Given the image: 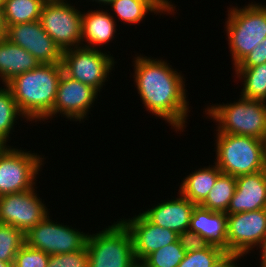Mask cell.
<instances>
[{
    "label": "cell",
    "mask_w": 266,
    "mask_h": 267,
    "mask_svg": "<svg viewBox=\"0 0 266 267\" xmlns=\"http://www.w3.org/2000/svg\"><path fill=\"white\" fill-rule=\"evenodd\" d=\"M107 11L109 12L107 9L103 11L98 8L82 12L81 46L100 50V46L109 45L108 43L115 39L117 18Z\"/></svg>",
    "instance_id": "d6986e66"
},
{
    "label": "cell",
    "mask_w": 266,
    "mask_h": 267,
    "mask_svg": "<svg viewBox=\"0 0 266 267\" xmlns=\"http://www.w3.org/2000/svg\"><path fill=\"white\" fill-rule=\"evenodd\" d=\"M214 165L200 167L183 178L178 193L196 205H200L208 196L222 171Z\"/></svg>",
    "instance_id": "7402d4cb"
},
{
    "label": "cell",
    "mask_w": 266,
    "mask_h": 267,
    "mask_svg": "<svg viewBox=\"0 0 266 267\" xmlns=\"http://www.w3.org/2000/svg\"><path fill=\"white\" fill-rule=\"evenodd\" d=\"M6 38L30 52L40 64L62 62V51L44 31L40 21L10 25Z\"/></svg>",
    "instance_id": "5bb4252c"
},
{
    "label": "cell",
    "mask_w": 266,
    "mask_h": 267,
    "mask_svg": "<svg viewBox=\"0 0 266 267\" xmlns=\"http://www.w3.org/2000/svg\"><path fill=\"white\" fill-rule=\"evenodd\" d=\"M132 267H147L142 261H136Z\"/></svg>",
    "instance_id": "f35d334b"
},
{
    "label": "cell",
    "mask_w": 266,
    "mask_h": 267,
    "mask_svg": "<svg viewBox=\"0 0 266 267\" xmlns=\"http://www.w3.org/2000/svg\"><path fill=\"white\" fill-rule=\"evenodd\" d=\"M40 63L24 48L0 39V80L6 85L14 77L33 70Z\"/></svg>",
    "instance_id": "44dd1931"
},
{
    "label": "cell",
    "mask_w": 266,
    "mask_h": 267,
    "mask_svg": "<svg viewBox=\"0 0 266 267\" xmlns=\"http://www.w3.org/2000/svg\"><path fill=\"white\" fill-rule=\"evenodd\" d=\"M97 97L98 92L94 88L72 79L63 72L58 82L52 113L45 122L49 119L53 120L52 118L58 117L59 114L70 121L81 123L87 119Z\"/></svg>",
    "instance_id": "8fae6325"
},
{
    "label": "cell",
    "mask_w": 266,
    "mask_h": 267,
    "mask_svg": "<svg viewBox=\"0 0 266 267\" xmlns=\"http://www.w3.org/2000/svg\"><path fill=\"white\" fill-rule=\"evenodd\" d=\"M266 208V169L236 177V189L227 215Z\"/></svg>",
    "instance_id": "2e32d148"
},
{
    "label": "cell",
    "mask_w": 266,
    "mask_h": 267,
    "mask_svg": "<svg viewBox=\"0 0 266 267\" xmlns=\"http://www.w3.org/2000/svg\"><path fill=\"white\" fill-rule=\"evenodd\" d=\"M179 194V195H178ZM176 198L162 200L142 214L153 224L175 231L189 230L192 212L196 204L178 193Z\"/></svg>",
    "instance_id": "e0dca14e"
},
{
    "label": "cell",
    "mask_w": 266,
    "mask_h": 267,
    "mask_svg": "<svg viewBox=\"0 0 266 267\" xmlns=\"http://www.w3.org/2000/svg\"><path fill=\"white\" fill-rule=\"evenodd\" d=\"M135 56L133 80L146 111L160 117L174 131L183 132L190 113L184 74L165 59L143 54Z\"/></svg>",
    "instance_id": "6da1fadb"
},
{
    "label": "cell",
    "mask_w": 266,
    "mask_h": 267,
    "mask_svg": "<svg viewBox=\"0 0 266 267\" xmlns=\"http://www.w3.org/2000/svg\"><path fill=\"white\" fill-rule=\"evenodd\" d=\"M113 15L125 24H138L146 18L147 14H173L176 5L171 0H113L109 4Z\"/></svg>",
    "instance_id": "ffe728a7"
},
{
    "label": "cell",
    "mask_w": 266,
    "mask_h": 267,
    "mask_svg": "<svg viewBox=\"0 0 266 267\" xmlns=\"http://www.w3.org/2000/svg\"><path fill=\"white\" fill-rule=\"evenodd\" d=\"M186 252L180 246L179 241L165 245L156 251L147 255L142 262L147 267H177L182 259H184Z\"/></svg>",
    "instance_id": "4316f807"
},
{
    "label": "cell",
    "mask_w": 266,
    "mask_h": 267,
    "mask_svg": "<svg viewBox=\"0 0 266 267\" xmlns=\"http://www.w3.org/2000/svg\"><path fill=\"white\" fill-rule=\"evenodd\" d=\"M234 74L242 81L241 97L266 102V62L248 68H234Z\"/></svg>",
    "instance_id": "603a6c76"
},
{
    "label": "cell",
    "mask_w": 266,
    "mask_h": 267,
    "mask_svg": "<svg viewBox=\"0 0 266 267\" xmlns=\"http://www.w3.org/2000/svg\"><path fill=\"white\" fill-rule=\"evenodd\" d=\"M238 100V101H237ZM224 104H210L205 115L217 124L216 131L225 134L252 136L264 140L266 136V102L244 97Z\"/></svg>",
    "instance_id": "3957f363"
},
{
    "label": "cell",
    "mask_w": 266,
    "mask_h": 267,
    "mask_svg": "<svg viewBox=\"0 0 266 267\" xmlns=\"http://www.w3.org/2000/svg\"><path fill=\"white\" fill-rule=\"evenodd\" d=\"M266 236V208L227 215L228 252L246 257Z\"/></svg>",
    "instance_id": "4fadbf2b"
},
{
    "label": "cell",
    "mask_w": 266,
    "mask_h": 267,
    "mask_svg": "<svg viewBox=\"0 0 266 267\" xmlns=\"http://www.w3.org/2000/svg\"><path fill=\"white\" fill-rule=\"evenodd\" d=\"M36 186L24 192L7 194L0 197V223L16 227L26 234L48 214L42 198L35 190Z\"/></svg>",
    "instance_id": "7c38bea8"
},
{
    "label": "cell",
    "mask_w": 266,
    "mask_h": 267,
    "mask_svg": "<svg viewBox=\"0 0 266 267\" xmlns=\"http://www.w3.org/2000/svg\"><path fill=\"white\" fill-rule=\"evenodd\" d=\"M89 267H132L136 262L129 230L118 219L97 233H89Z\"/></svg>",
    "instance_id": "8992f818"
},
{
    "label": "cell",
    "mask_w": 266,
    "mask_h": 267,
    "mask_svg": "<svg viewBox=\"0 0 266 267\" xmlns=\"http://www.w3.org/2000/svg\"><path fill=\"white\" fill-rule=\"evenodd\" d=\"M62 73L61 63L39 64L6 84L19 110L26 117L24 122L43 123L52 113Z\"/></svg>",
    "instance_id": "7a4b0ae2"
},
{
    "label": "cell",
    "mask_w": 266,
    "mask_h": 267,
    "mask_svg": "<svg viewBox=\"0 0 266 267\" xmlns=\"http://www.w3.org/2000/svg\"><path fill=\"white\" fill-rule=\"evenodd\" d=\"M7 24L5 21V16L3 14L2 6H0V39H4L7 36Z\"/></svg>",
    "instance_id": "e575fe53"
},
{
    "label": "cell",
    "mask_w": 266,
    "mask_h": 267,
    "mask_svg": "<svg viewBox=\"0 0 266 267\" xmlns=\"http://www.w3.org/2000/svg\"><path fill=\"white\" fill-rule=\"evenodd\" d=\"M177 240L185 252L202 251L209 246L202 236L190 230L178 233Z\"/></svg>",
    "instance_id": "1f68e13d"
},
{
    "label": "cell",
    "mask_w": 266,
    "mask_h": 267,
    "mask_svg": "<svg viewBox=\"0 0 266 267\" xmlns=\"http://www.w3.org/2000/svg\"><path fill=\"white\" fill-rule=\"evenodd\" d=\"M22 148L0 147V197L31 190L44 166L45 158Z\"/></svg>",
    "instance_id": "52a82bcc"
},
{
    "label": "cell",
    "mask_w": 266,
    "mask_h": 267,
    "mask_svg": "<svg viewBox=\"0 0 266 267\" xmlns=\"http://www.w3.org/2000/svg\"><path fill=\"white\" fill-rule=\"evenodd\" d=\"M189 230L202 236L209 245L228 252L226 213L196 205L191 215Z\"/></svg>",
    "instance_id": "ac0fdd59"
},
{
    "label": "cell",
    "mask_w": 266,
    "mask_h": 267,
    "mask_svg": "<svg viewBox=\"0 0 266 267\" xmlns=\"http://www.w3.org/2000/svg\"><path fill=\"white\" fill-rule=\"evenodd\" d=\"M50 255L24 244L16 253L14 267H47Z\"/></svg>",
    "instance_id": "f546056e"
},
{
    "label": "cell",
    "mask_w": 266,
    "mask_h": 267,
    "mask_svg": "<svg viewBox=\"0 0 266 267\" xmlns=\"http://www.w3.org/2000/svg\"><path fill=\"white\" fill-rule=\"evenodd\" d=\"M49 215L25 234V244L48 255L72 253L86 247L89 232L55 222Z\"/></svg>",
    "instance_id": "30bf717a"
},
{
    "label": "cell",
    "mask_w": 266,
    "mask_h": 267,
    "mask_svg": "<svg viewBox=\"0 0 266 267\" xmlns=\"http://www.w3.org/2000/svg\"><path fill=\"white\" fill-rule=\"evenodd\" d=\"M214 163L222 173L238 177L266 169L264 140L216 132Z\"/></svg>",
    "instance_id": "5b68a950"
},
{
    "label": "cell",
    "mask_w": 266,
    "mask_h": 267,
    "mask_svg": "<svg viewBox=\"0 0 266 267\" xmlns=\"http://www.w3.org/2000/svg\"><path fill=\"white\" fill-rule=\"evenodd\" d=\"M88 1V0H87ZM91 2H94L95 1V3H98L100 6H108V4L111 2V1H113V0H90Z\"/></svg>",
    "instance_id": "8d00e7d4"
},
{
    "label": "cell",
    "mask_w": 266,
    "mask_h": 267,
    "mask_svg": "<svg viewBox=\"0 0 266 267\" xmlns=\"http://www.w3.org/2000/svg\"><path fill=\"white\" fill-rule=\"evenodd\" d=\"M71 5L68 0H47L39 19L62 52L82 45V11Z\"/></svg>",
    "instance_id": "9c48e42d"
},
{
    "label": "cell",
    "mask_w": 266,
    "mask_h": 267,
    "mask_svg": "<svg viewBox=\"0 0 266 267\" xmlns=\"http://www.w3.org/2000/svg\"><path fill=\"white\" fill-rule=\"evenodd\" d=\"M227 8L225 31L233 69L266 37V5L254 1Z\"/></svg>",
    "instance_id": "277c9868"
},
{
    "label": "cell",
    "mask_w": 266,
    "mask_h": 267,
    "mask_svg": "<svg viewBox=\"0 0 266 267\" xmlns=\"http://www.w3.org/2000/svg\"><path fill=\"white\" fill-rule=\"evenodd\" d=\"M266 62V37L257 44L252 51L235 67L248 68Z\"/></svg>",
    "instance_id": "d6a6232c"
},
{
    "label": "cell",
    "mask_w": 266,
    "mask_h": 267,
    "mask_svg": "<svg viewBox=\"0 0 266 267\" xmlns=\"http://www.w3.org/2000/svg\"><path fill=\"white\" fill-rule=\"evenodd\" d=\"M264 149H265V159H266V136H265V139H264Z\"/></svg>",
    "instance_id": "ab89813d"
},
{
    "label": "cell",
    "mask_w": 266,
    "mask_h": 267,
    "mask_svg": "<svg viewBox=\"0 0 266 267\" xmlns=\"http://www.w3.org/2000/svg\"><path fill=\"white\" fill-rule=\"evenodd\" d=\"M236 189V177L221 173L201 207L226 213Z\"/></svg>",
    "instance_id": "d4e9b609"
},
{
    "label": "cell",
    "mask_w": 266,
    "mask_h": 267,
    "mask_svg": "<svg viewBox=\"0 0 266 267\" xmlns=\"http://www.w3.org/2000/svg\"><path fill=\"white\" fill-rule=\"evenodd\" d=\"M129 230L136 261H142L153 251L177 241L178 234L151 223L141 212L130 218L119 219Z\"/></svg>",
    "instance_id": "9a60e30c"
},
{
    "label": "cell",
    "mask_w": 266,
    "mask_h": 267,
    "mask_svg": "<svg viewBox=\"0 0 266 267\" xmlns=\"http://www.w3.org/2000/svg\"><path fill=\"white\" fill-rule=\"evenodd\" d=\"M259 253H261L260 255V267H266V236L265 238L262 240L261 244L259 245Z\"/></svg>",
    "instance_id": "d590c367"
},
{
    "label": "cell",
    "mask_w": 266,
    "mask_h": 267,
    "mask_svg": "<svg viewBox=\"0 0 266 267\" xmlns=\"http://www.w3.org/2000/svg\"><path fill=\"white\" fill-rule=\"evenodd\" d=\"M47 0H3L2 9L7 27L14 24L39 21Z\"/></svg>",
    "instance_id": "cb8c5ba5"
},
{
    "label": "cell",
    "mask_w": 266,
    "mask_h": 267,
    "mask_svg": "<svg viewBox=\"0 0 266 267\" xmlns=\"http://www.w3.org/2000/svg\"><path fill=\"white\" fill-rule=\"evenodd\" d=\"M47 267H89V254L85 247L72 253L50 255Z\"/></svg>",
    "instance_id": "4dcf8cb0"
},
{
    "label": "cell",
    "mask_w": 266,
    "mask_h": 267,
    "mask_svg": "<svg viewBox=\"0 0 266 267\" xmlns=\"http://www.w3.org/2000/svg\"><path fill=\"white\" fill-rule=\"evenodd\" d=\"M244 258L243 255L224 252L212 265V267H241L237 265L240 259Z\"/></svg>",
    "instance_id": "836d02e7"
},
{
    "label": "cell",
    "mask_w": 266,
    "mask_h": 267,
    "mask_svg": "<svg viewBox=\"0 0 266 267\" xmlns=\"http://www.w3.org/2000/svg\"><path fill=\"white\" fill-rule=\"evenodd\" d=\"M224 252L221 248L211 245L202 251L186 252L184 259L177 267H212Z\"/></svg>",
    "instance_id": "f1b7e54d"
},
{
    "label": "cell",
    "mask_w": 266,
    "mask_h": 267,
    "mask_svg": "<svg viewBox=\"0 0 266 267\" xmlns=\"http://www.w3.org/2000/svg\"><path fill=\"white\" fill-rule=\"evenodd\" d=\"M101 49L75 47L62 53L63 72L72 79L94 88L99 94L109 73L115 67V57Z\"/></svg>",
    "instance_id": "ba28073f"
},
{
    "label": "cell",
    "mask_w": 266,
    "mask_h": 267,
    "mask_svg": "<svg viewBox=\"0 0 266 267\" xmlns=\"http://www.w3.org/2000/svg\"><path fill=\"white\" fill-rule=\"evenodd\" d=\"M25 244V234L8 224L0 223V260L14 262L19 249Z\"/></svg>",
    "instance_id": "83f0119b"
},
{
    "label": "cell",
    "mask_w": 266,
    "mask_h": 267,
    "mask_svg": "<svg viewBox=\"0 0 266 267\" xmlns=\"http://www.w3.org/2000/svg\"><path fill=\"white\" fill-rule=\"evenodd\" d=\"M0 267H14V262H4L0 260Z\"/></svg>",
    "instance_id": "74e56055"
},
{
    "label": "cell",
    "mask_w": 266,
    "mask_h": 267,
    "mask_svg": "<svg viewBox=\"0 0 266 267\" xmlns=\"http://www.w3.org/2000/svg\"><path fill=\"white\" fill-rule=\"evenodd\" d=\"M2 87H0V145L3 146L8 145L9 138L11 140L16 120L26 117L19 110L10 89L6 85Z\"/></svg>",
    "instance_id": "484cf974"
}]
</instances>
